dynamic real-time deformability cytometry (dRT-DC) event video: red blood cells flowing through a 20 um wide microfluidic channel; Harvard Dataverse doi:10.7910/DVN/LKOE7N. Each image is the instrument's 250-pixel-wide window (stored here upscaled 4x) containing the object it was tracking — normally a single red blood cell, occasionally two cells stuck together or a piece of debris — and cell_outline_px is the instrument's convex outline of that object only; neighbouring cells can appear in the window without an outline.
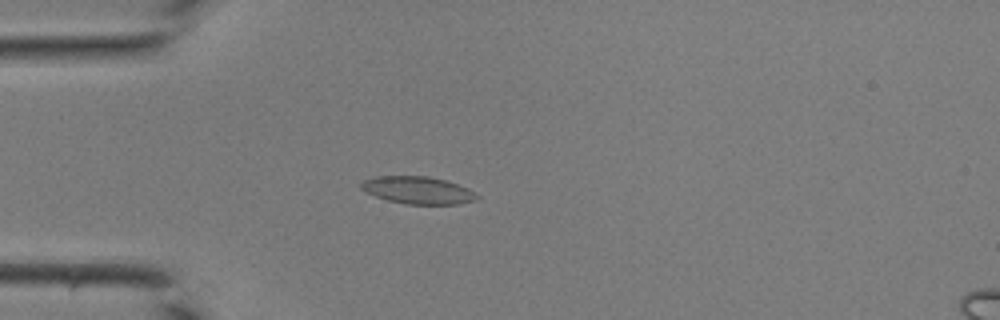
{"species": "common noctule bat (a hibernating species)", "species_latin": "Nyctalus noctula", "temperature_condition": "room temperature", "stored_images_in_passage": 42, "camera_frame_rate_fps": 3000, "um_per_image_px": 0.085, "animal": {"sex": "male", "body_mass_g": 19.0, "forearm_length_mm": 50.8}, "frame": {"image": 1, "passage_image": 12, "time_ms": 3.667, "image_size_px": [1000, 320], "cell_outline_px": [[480, 196], [476, 200], [460, 204], [404, 204], [388, 200], [376, 196], [360, 188], [360, 184], [364, 180], [376, 176], [428, 176], [444, 180], [468, 188]], "centroid_in_image_um": [35.53, 16.17], "position_along_channel_um": 49.5, "area_um2": 18.38}}
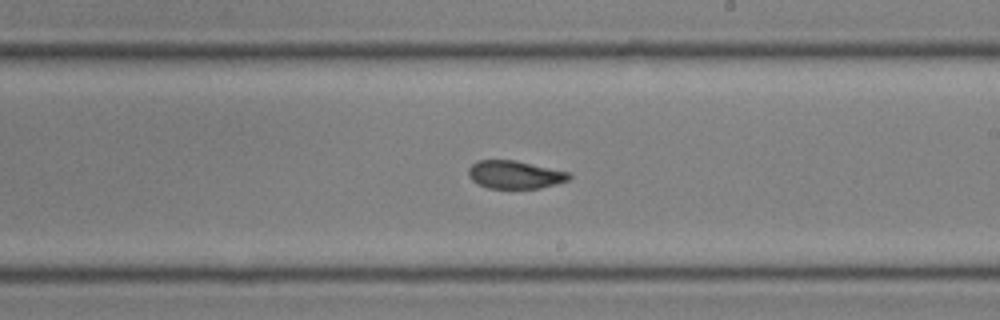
{"frame": {"image": 2, "passage_image": 25, "time_ms": 8.0, "image_size_px": [1000, 320], "cell_outline_px": [[572, 176], [568, 180], [556, 184], [540, 188], [488, 188], [472, 180], [468, 176], [468, 168], [476, 160], [516, 160], [572, 172]], "centroid_in_image_um": [43.79, 14.83], "position_along_channel_um": 245.2, "area_um2": 16.59}}
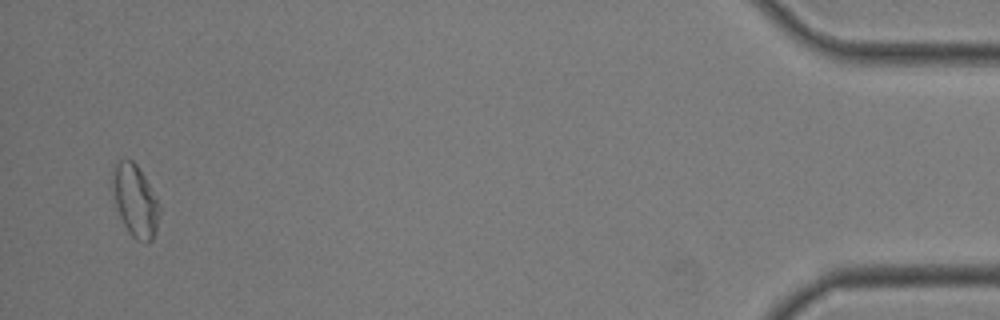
{"frame": {"image": 3, "passage_image": 41, "time_ms": 13.333, "image_size_px": [1000, 320], "cell_outline_px": [[160, 212], [156, 232], [152, 240], [148, 244], [136, 240], [132, 236], [124, 224], [120, 216], [116, 204], [112, 188], [112, 172], [116, 164], [120, 160], [132, 160], [136, 164], [144, 176], [160, 204]], "centroid_in_image_um": [11.51, 17.09], "position_along_channel_um": 423.7, "area_um2": 19.59}}